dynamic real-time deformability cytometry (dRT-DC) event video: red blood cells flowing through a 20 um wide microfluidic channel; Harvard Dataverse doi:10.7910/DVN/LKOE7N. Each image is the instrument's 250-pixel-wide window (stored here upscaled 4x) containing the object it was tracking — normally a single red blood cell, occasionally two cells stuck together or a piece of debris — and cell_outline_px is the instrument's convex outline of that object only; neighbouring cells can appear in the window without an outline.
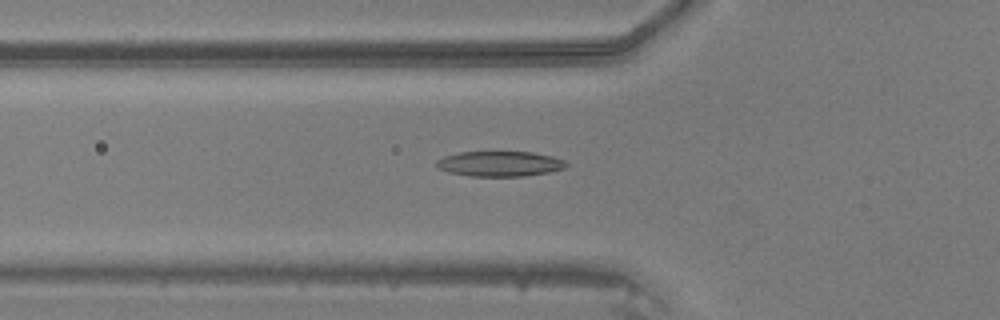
{"species": "common noctule bat (a hibernating species)", "species_latin": "Nyctalus noctula", "temperature_condition": "warm", "stored_images_in_passage": 33, "camera_frame_rate_fps": 3000, "um_per_image_px": 0.085, "animal": {"sex": "male", "body_mass_g": 20.5, "forearm_length_mm": 52.5}, "frame": {"image": 1, "passage_image": 3, "time_ms": 0.667, "image_size_px": [1000, 320], "cell_outline_px": [[568, 164], [564, 168], [548, 172], [524, 176], [472, 176], [448, 172], [440, 168], [436, 164], [436, 160], [444, 156], [460, 152], [532, 152], [552, 156], [564, 160]], "centroid_in_image_um": [42.48, 13.92], "position_along_channel_um": 83.3, "area_um2": 18.9}}
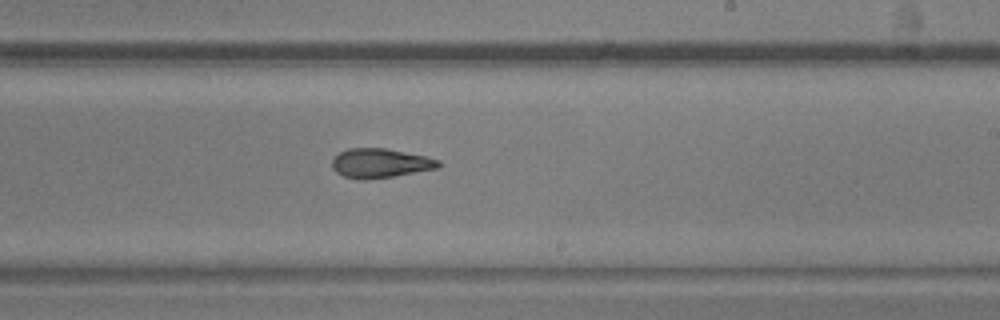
{"frame": {"image": 2, "passage_image": 15, "time_ms": 4.667, "image_size_px": [1000, 320], "cell_outline_px": [[440, 168], [392, 176], [364, 180], [360, 180], [344, 176], [336, 172], [332, 168], [332, 160], [340, 152], [348, 148], [384, 148], [424, 156], [440, 160]], "centroid_in_image_um": [32.3, 13.87], "position_along_channel_um": 256.7, "area_um2": 18.03}}
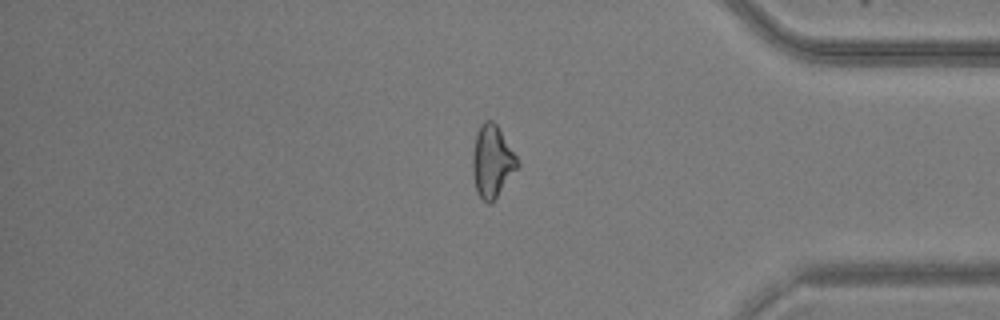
{"frame": {"image": 3, "passage_image": 26, "time_ms": 8.333, "image_size_px": [1000, 320], "cell_outline_px": [[520, 164], [492, 204], [488, 204], [476, 192], [472, 172], [472, 152], [476, 136], [480, 124], [484, 120], [492, 120], [496, 124], [516, 156]], "centroid_in_image_um": [41.81, 13.74], "position_along_channel_um": 393.4, "area_um2": 18.79}}